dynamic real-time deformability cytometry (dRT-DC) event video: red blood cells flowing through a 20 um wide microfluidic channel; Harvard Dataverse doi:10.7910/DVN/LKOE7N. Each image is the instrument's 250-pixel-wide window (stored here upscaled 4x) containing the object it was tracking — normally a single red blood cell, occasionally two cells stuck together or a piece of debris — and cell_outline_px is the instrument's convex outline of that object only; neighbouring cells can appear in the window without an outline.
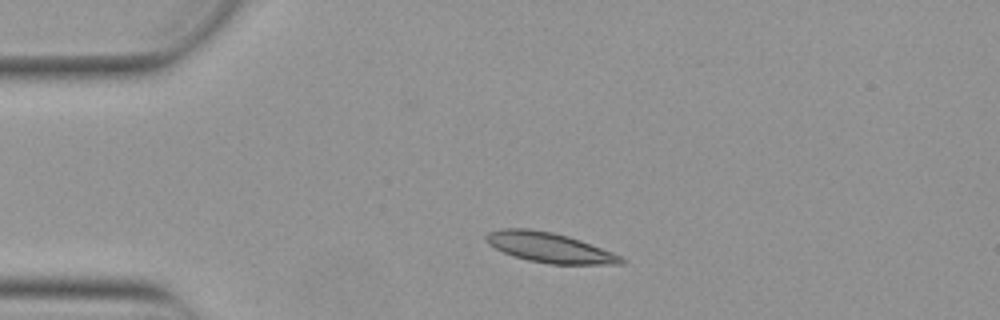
{"species": "Egyptian fruit bat (a non-hibernating species)", "species_latin": "Rousettus aegyptiacus", "temperature_condition": "warm", "stored_images_in_passage": 42, "camera_frame_rate_fps": 3000, "um_per_image_px": 0.085, "animal": {"sex": "female"}, "frame": {"image": 1, "passage_image": 1, "time_ms": 0.0, "image_size_px": [1000, 320], "cell_outline_px": [[628, 260], [624, 264], [548, 264], [528, 260], [504, 252], [488, 244], [484, 240], [484, 236], [488, 232], [500, 228], [528, 228], [552, 232], [568, 236], [580, 240], [612, 252]], "centroid_in_image_um": [46.69, 21.03], "position_along_channel_um": 38.3, "area_um2": 23.58}}
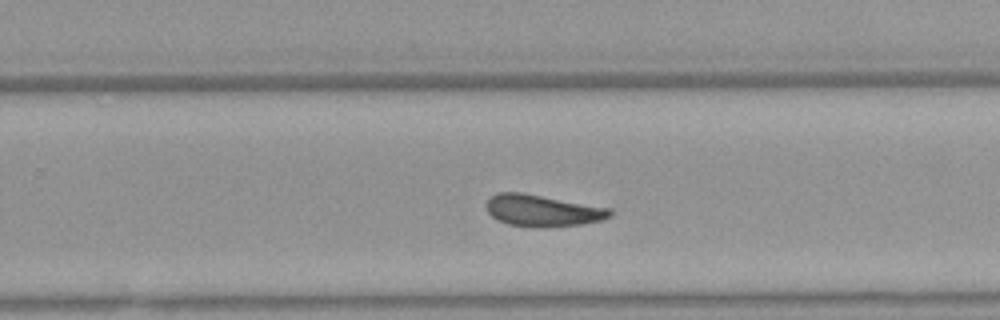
{"frame": {"image": 2, "passage_image": 23, "time_ms": 7.333, "image_size_px": [1000, 320], "cell_outline_px": [[612, 216], [600, 220], [580, 224], [544, 228], [532, 228], [508, 224], [492, 216], [488, 212], [484, 204], [496, 192], [520, 192], [612, 208]], "centroid_in_image_um": [46.1, 17.9], "position_along_channel_um": 283.7, "area_um2": 22.95}}
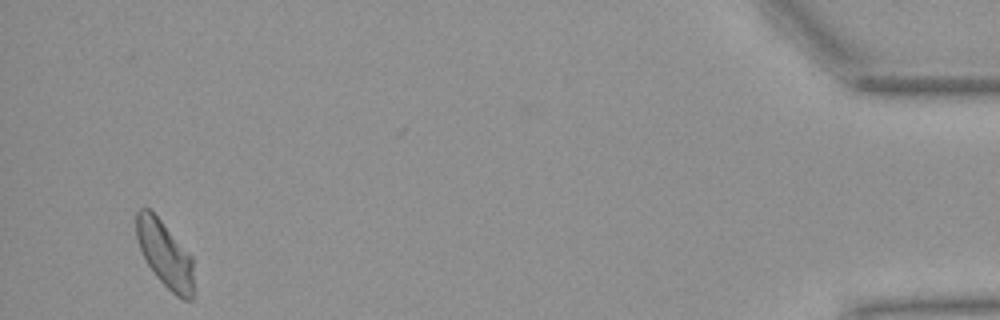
{"frame": {"image": 3, "passage_image": 40, "time_ms": 13.0, "image_size_px": [1000, 320], "cell_outline_px": [[192, 300], [184, 300], [176, 296], [156, 276], [148, 264], [140, 248], [136, 236], [136, 212], [140, 208], [148, 208], [160, 220], [192, 256]], "centroid_in_image_um": [14.0, 21.6], "position_along_channel_um": 421.2, "area_um2": 21.62}, "authors_computed_cell_mechanics": {"area_um2": 22.7154, "velocity_mm_per_s": 3.8356, "shape_relaxation_time_tau1_ms": null, "shape_relaxation_time_tau2_ms": 2.7765, "deformation_change_tau1": null, "deformation_change_tau2": 0.0943}}